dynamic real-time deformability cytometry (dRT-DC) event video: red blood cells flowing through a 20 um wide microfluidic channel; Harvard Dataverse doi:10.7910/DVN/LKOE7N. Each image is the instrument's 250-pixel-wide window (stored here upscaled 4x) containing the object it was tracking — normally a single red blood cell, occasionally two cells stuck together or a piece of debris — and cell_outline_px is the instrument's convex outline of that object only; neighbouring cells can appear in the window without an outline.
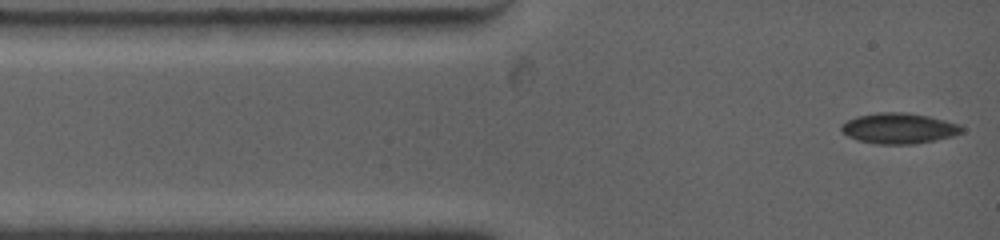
{"species": "common noctule bat (a hibernating species)", "species_latin": "Nyctalus noctula", "temperature_condition": "warm", "stored_images_in_passage": 51, "camera_frame_rate_fps": 4500, "um_per_image_px": 0.085, "animal": {"sex": "female", "body_mass_g": 19.0, "forearm_length_mm": 53.3}, "frame": {"image": 1, "passage_image": 1, "time_ms": 0.0, "image_size_px": [1000, 240], "cell_outline_px": [[964, 132], [952, 136], [916, 144], [876, 144], [860, 140], [848, 136], [840, 132], [840, 124], [856, 116], [880, 112], [908, 112], [928, 116], [960, 124], [964, 128]], "centroid_in_image_um": [76.4, 10.9], "position_along_channel_um": 8.6, "area_um2": 21.62}}
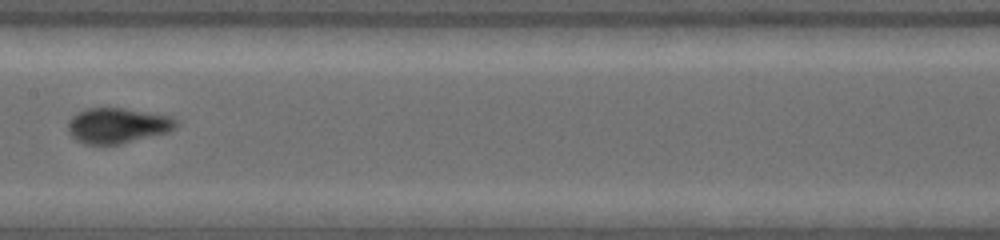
{"frame": {"image": 2, "passage_image": 22, "time_ms": 6.0, "image_size_px": [1000, 240], "cell_outline_px": [[176, 124], [168, 132], [120, 144], [84, 144], [76, 140], [68, 132], [68, 124], [84, 108], [124, 108], [168, 116], [176, 120]], "centroid_in_image_um": [9.96, 10.68], "position_along_channel_um": 197.4, "area_um2": 21.73}}
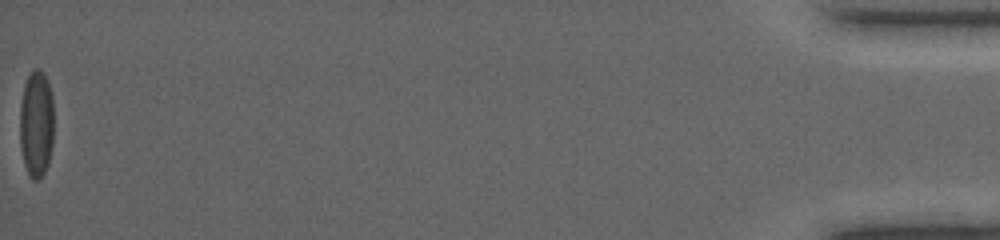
{"frame": {"image": 3, "passage_image": 51, "time_ms": 16.667, "image_size_px": [1000, 240], "cell_outline_px": [[52, 144], [48, 164], [44, 172], [36, 180], [28, 172], [24, 164], [20, 144], [20, 104], [24, 84], [32, 68], [40, 68], [48, 80], [52, 96]], "centroid_in_image_um": [3.07, 10.45], "position_along_channel_um": 432.1, "area_um2": 21.1}, "authors_computed_cell_mechanics": {"area_um2": 20.9814, "velocity_mm_per_s": 3.8124, "shape_relaxation_time_tau1_ms": 5.604, "shape_relaxation_time_tau2_ms": 1.3943, "deformation_change_tau1": 0.1806, "deformation_change_tau2": 0.0483}}